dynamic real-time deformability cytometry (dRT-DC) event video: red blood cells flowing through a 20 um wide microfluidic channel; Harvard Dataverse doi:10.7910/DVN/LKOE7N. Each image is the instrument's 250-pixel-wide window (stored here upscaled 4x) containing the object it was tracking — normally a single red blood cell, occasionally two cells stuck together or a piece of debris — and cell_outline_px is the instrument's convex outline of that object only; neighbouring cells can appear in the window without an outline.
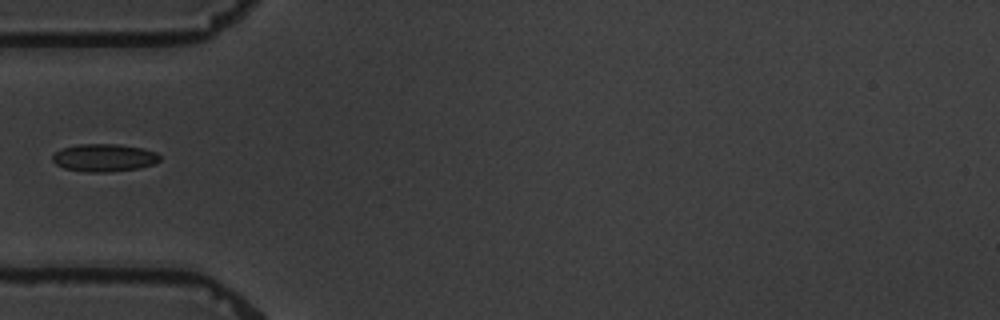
{"species": "common noctule bat (a hibernating species)", "species_latin": "Nyctalus noctula", "temperature_condition": "warm", "stored_images_in_passage": 1, "camera_frame_rate_fps": 3000, "um_per_image_px": 0.085, "animal": {"sex": "male", "body_mass_g": 19.5, "forearm_length_mm": 54.6}, "frame": {"image": 1, "passage_image": 1, "time_ms": 0.0, "image_size_px": [1000, 320], "cell_outline_px": [[160, 160], [156, 164], [140, 168], [108, 172], [88, 172], [64, 168], [56, 164], [52, 160], [52, 156], [56, 152], [64, 148], [80, 144], [120, 144], [140, 148], [156, 152], [160, 156]], "centroid_in_image_um": [8.88, 13.41], "position_along_channel_um": 76.1, "area_um2": 17.28}}